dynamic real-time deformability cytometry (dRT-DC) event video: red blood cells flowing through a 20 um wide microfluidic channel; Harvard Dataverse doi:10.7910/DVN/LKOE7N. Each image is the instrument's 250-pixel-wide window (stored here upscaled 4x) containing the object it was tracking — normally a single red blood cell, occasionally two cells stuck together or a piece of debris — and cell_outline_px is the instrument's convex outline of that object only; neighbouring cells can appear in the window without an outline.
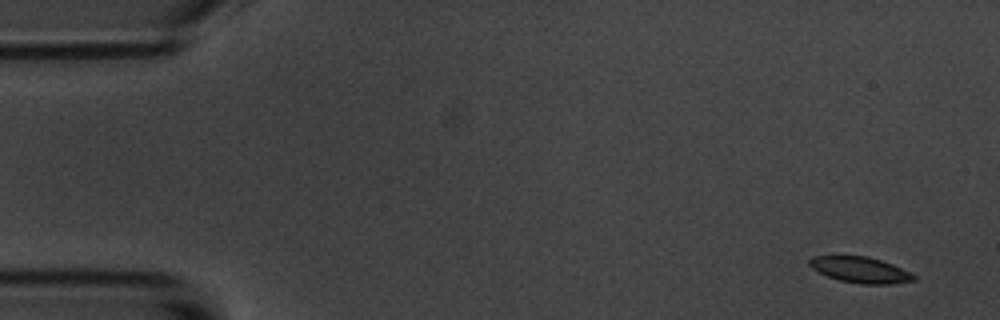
{"species": "common noctule bat (a hibernating species)", "species_latin": "Nyctalus noctula", "temperature_condition": "room temperature", "stored_images_in_passage": 5, "camera_frame_rate_fps": 3000, "um_per_image_px": 0.085, "animal": {"sex": "male", "body_mass_g": 20.1, "forearm_length_mm": 53.5}, "frame": {"image": 1, "passage_image": 1, "time_ms": 0.0, "image_size_px": [1000, 320], "cell_outline_px": [[916, 280], [888, 284], [860, 284], [840, 280], [828, 276], [812, 268], [808, 264], [808, 260], [812, 256], [868, 256], [892, 264], [916, 276]], "centroid_in_image_um": [73.1, 22.93], "position_along_channel_um": 11.9, "area_um2": 15.55}}
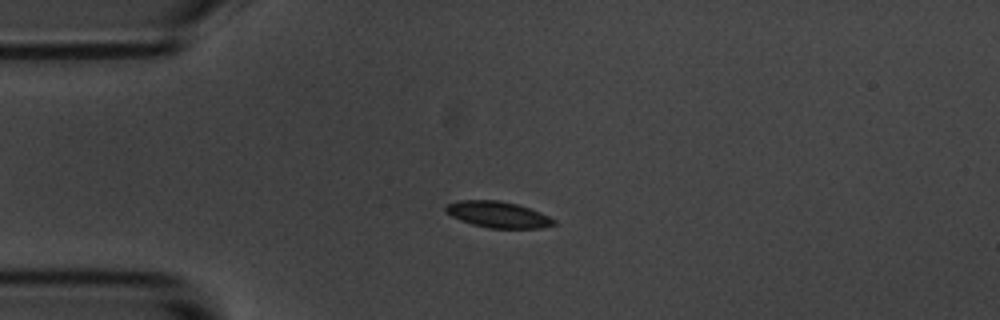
{"frame": {"image": 2, "passage_image": 4, "time_ms": 3.667, "image_size_px": [1000, 320], "cell_outline_px": [[556, 224], [540, 228], [488, 228], [472, 224], [460, 220], [444, 212], [444, 204], [460, 200], [500, 200], [516, 204], [540, 212], [556, 220]], "centroid_in_image_um": [42.28, 18.23], "position_along_channel_um": 42.7, "area_um2": 16.59}}